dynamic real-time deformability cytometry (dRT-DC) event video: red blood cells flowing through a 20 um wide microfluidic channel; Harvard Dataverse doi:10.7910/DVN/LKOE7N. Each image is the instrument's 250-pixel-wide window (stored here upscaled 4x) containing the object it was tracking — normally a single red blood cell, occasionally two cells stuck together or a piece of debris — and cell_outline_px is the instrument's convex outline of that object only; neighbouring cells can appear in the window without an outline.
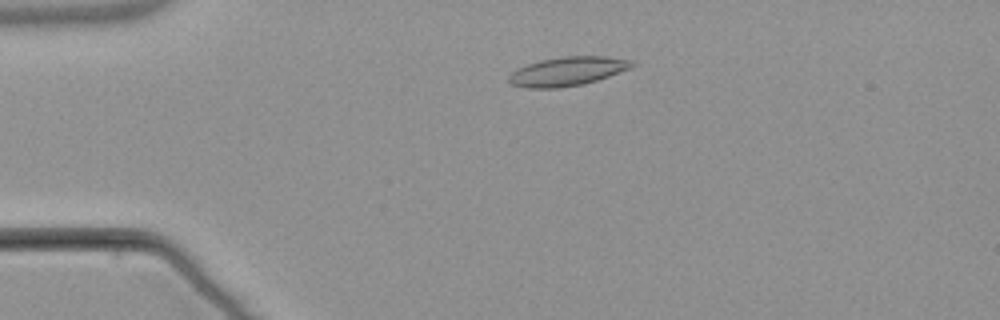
{"species": "common noctule bat (a hibernating species)", "species_latin": "Nyctalus noctula", "temperature_condition": "warm", "stored_images_in_passage": 4, "camera_frame_rate_fps": 3000, "um_per_image_px": 0.085, "animal": {"sex": "male", "body_mass_g": 21.5, "forearm_length_mm": 52.0}, "frame": {"image": 1, "passage_image": 3, "time_ms": 2.333, "image_size_px": [1000, 320], "cell_outline_px": [[636, 64], [628, 68], [608, 76], [584, 84], [556, 88], [524, 88], [512, 84], [508, 80], [508, 76], [516, 68], [540, 60], [560, 56], [608, 56], [632, 60]], "centroid_in_image_um": [48.2, 6.05], "position_along_channel_um": 36.8, "area_um2": 20.75}}